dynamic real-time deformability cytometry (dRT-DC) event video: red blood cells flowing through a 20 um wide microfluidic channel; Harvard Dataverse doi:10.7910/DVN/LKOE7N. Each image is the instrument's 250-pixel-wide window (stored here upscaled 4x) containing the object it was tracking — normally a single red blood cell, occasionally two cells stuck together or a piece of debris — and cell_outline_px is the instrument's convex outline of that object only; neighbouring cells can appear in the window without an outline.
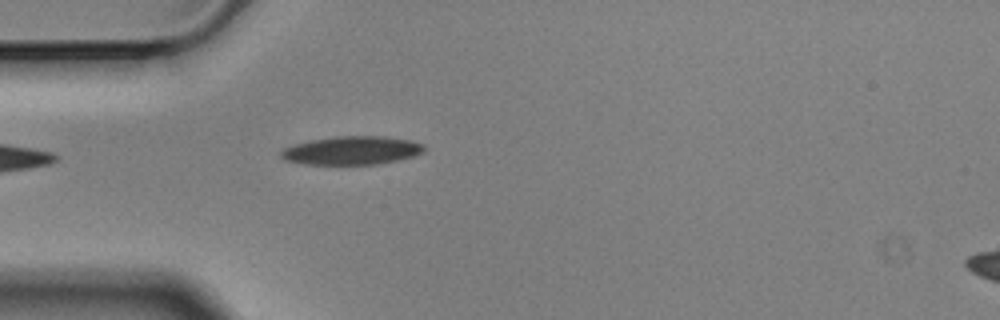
{"species": "Egyptian fruit bat (a non-hibernating species)", "species_latin": "Rousettus aegyptiacus", "temperature_condition": "cold", "stored_images_in_passage": 5, "camera_frame_rate_fps": 3000, "um_per_image_px": 0.085, "animal": {"sex": "male"}, "frame": {"image": 1, "passage_image": 5, "time_ms": 1.333, "image_size_px": [1000, 320], "cell_outline_px": [[424, 152], [416, 156], [376, 164], [304, 164], [284, 160], [280, 156], [280, 152], [284, 148], [296, 144], [312, 140], [336, 136], [380, 136], [408, 140], [424, 144]], "centroid_in_image_um": [29.9, 12.79], "position_along_channel_um": 55.1, "area_um2": 23.52}}